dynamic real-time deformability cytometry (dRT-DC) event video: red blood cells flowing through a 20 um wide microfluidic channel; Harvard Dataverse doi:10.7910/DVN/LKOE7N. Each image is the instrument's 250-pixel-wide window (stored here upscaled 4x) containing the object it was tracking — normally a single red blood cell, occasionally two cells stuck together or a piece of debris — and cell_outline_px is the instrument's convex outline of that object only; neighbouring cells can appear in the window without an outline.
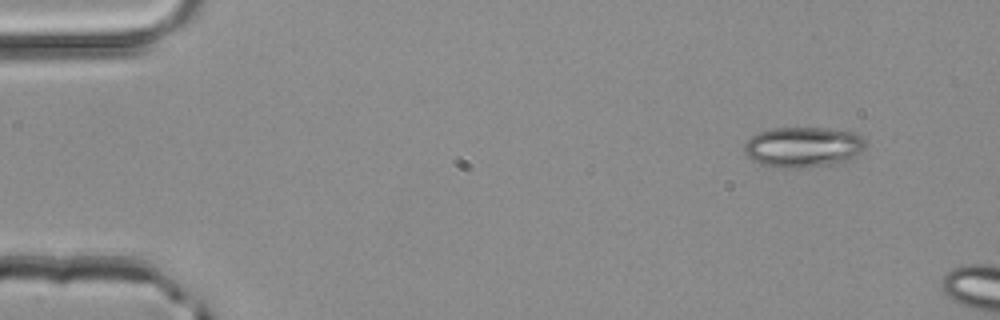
{"species": "common noctule bat (a hibernating species)", "species_latin": "Nyctalus noctula", "temperature_condition": "room temperature", "stored_images_in_passage": 2, "camera_frame_rate_fps": 3000, "um_per_image_px": 0.085, "animal": {"sex": "male", "body_mass_g": 20.4}, "frame": {"image": 1, "passage_image": 1, "time_ms": 0.0, "image_size_px": [1000, 320], "cell_outline_px": [[868, 144], [852, 160], [844, 164], [808, 168], [776, 168], [760, 164], [752, 160], [744, 152], [744, 144], [752, 136], [760, 132], [772, 128], [828, 128], [856, 132]], "centroid_in_image_um": [68.33, 12.53], "position_along_channel_um": 16.7, "area_um2": 29.36}}